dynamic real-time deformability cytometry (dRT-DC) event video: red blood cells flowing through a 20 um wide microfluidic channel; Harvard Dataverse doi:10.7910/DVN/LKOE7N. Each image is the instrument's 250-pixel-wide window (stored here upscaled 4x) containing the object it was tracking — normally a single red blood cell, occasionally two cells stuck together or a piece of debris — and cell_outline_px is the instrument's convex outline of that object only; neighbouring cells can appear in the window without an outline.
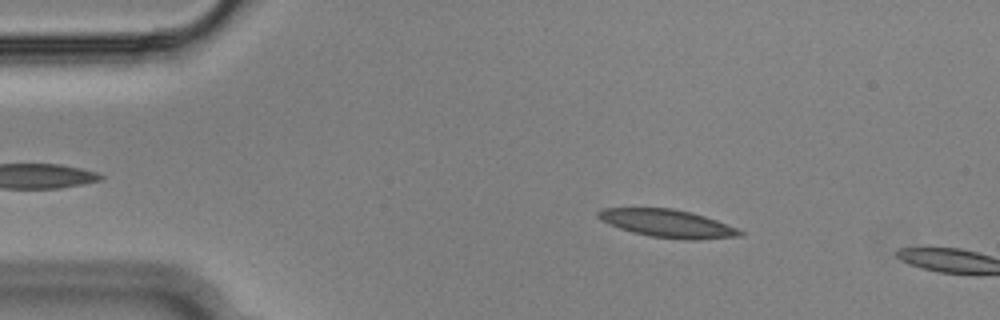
{"species": "Egyptian fruit bat (a non-hibernating species)", "species_latin": "Rousettus aegyptiacus", "temperature_condition": "cold", "stored_images_in_passage": 6, "camera_frame_rate_fps": 3000, "um_per_image_px": 0.085, "animal": {"sex": "male"}, "frame": {"image": 1, "passage_image": 1, "time_ms": 0.0, "image_size_px": [1000, 320], "cell_outline_px": [[744, 236], [700, 240], [684, 240], [648, 236], [632, 232], [608, 224], [600, 220], [596, 216], [596, 212], [604, 208], [672, 208], [692, 212], [716, 220], [736, 228], [744, 232]], "centroid_in_image_um": [56.74, 19.0], "position_along_channel_um": 28.3, "area_um2": 23.24}}